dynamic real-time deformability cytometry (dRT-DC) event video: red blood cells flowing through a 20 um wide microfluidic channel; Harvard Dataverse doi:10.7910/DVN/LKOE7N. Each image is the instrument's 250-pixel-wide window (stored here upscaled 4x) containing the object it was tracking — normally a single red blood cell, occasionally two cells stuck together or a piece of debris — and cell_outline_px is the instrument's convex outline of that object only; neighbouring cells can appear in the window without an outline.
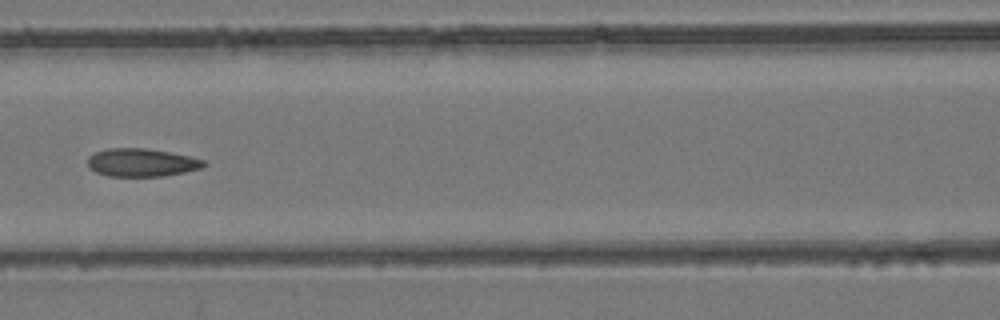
{"species": "common noctule bat (a hibernating species)", "species_latin": "Nyctalus noctula", "temperature_condition": "room temperature", "stored_images_in_passage": 8, "camera_frame_rate_fps": 3000, "um_per_image_px": 0.085, "animal": {"sex": "female", "body_mass_g": 24.6, "forearm_length_mm": 56.2}, "frame": {"image": 1, "passage_image": 8, "time_ms": 2.333, "image_size_px": [1000, 320], "cell_outline_px": [[208, 164], [200, 168], [184, 172], [164, 176], [108, 176], [96, 172], [88, 168], [88, 156], [96, 152], [108, 148], [144, 148], [168, 152], [188, 156], [204, 160]], "centroid_in_image_um": [12.01, 13.82], "position_along_channel_um": 154.6, "area_um2": 18.9}}